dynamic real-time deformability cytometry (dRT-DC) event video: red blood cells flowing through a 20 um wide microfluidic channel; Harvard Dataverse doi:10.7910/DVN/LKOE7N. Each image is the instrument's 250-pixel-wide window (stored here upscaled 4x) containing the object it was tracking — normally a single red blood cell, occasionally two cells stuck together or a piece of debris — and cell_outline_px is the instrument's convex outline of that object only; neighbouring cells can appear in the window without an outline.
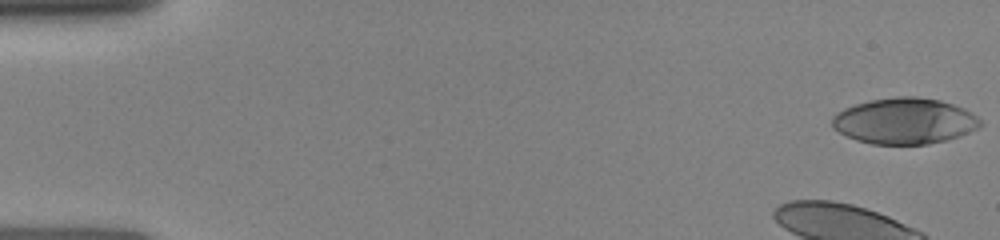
{"species": "human", "species_latin": "Homo sapiens", "temperature_condition": "room temperature", "stored_images_in_passage": 14, "camera_frame_rate_fps": 3000, "um_per_image_px": 0.085, "donor": {"sex": "female"}, "frame": {"image": 1, "passage_image": 1, "time_ms": 0.0, "image_size_px": [1000, 240], "cell_outline_px": [[984, 124], [980, 128], [944, 140], [928, 144], [872, 144], [856, 140], [832, 128], [832, 116], [836, 112], [844, 108], [856, 104], [872, 100], [896, 96], [916, 96], [940, 100], [964, 108], [972, 112]], "centroid_in_image_um": [76.88, 10.28], "position_along_channel_um": 8.1, "area_um2": 39.71}}
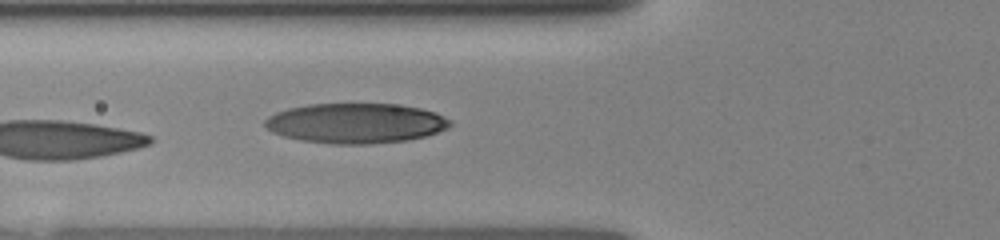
{"frame": {"image": 2, "passage_image": 14, "time_ms": 5.667, "image_size_px": [1000, 240], "cell_outline_px": [[452, 124], [448, 128], [424, 136], [408, 140], [368, 144], [336, 144], [300, 140], [284, 136], [272, 132], [264, 124], [264, 120], [268, 116], [276, 112], [288, 108], [308, 104], [400, 104], [420, 108], [436, 112], [452, 120]], "centroid_in_image_um": [30.25, 10.47], "position_along_channel_um": 95.6, "area_um2": 43.29}}